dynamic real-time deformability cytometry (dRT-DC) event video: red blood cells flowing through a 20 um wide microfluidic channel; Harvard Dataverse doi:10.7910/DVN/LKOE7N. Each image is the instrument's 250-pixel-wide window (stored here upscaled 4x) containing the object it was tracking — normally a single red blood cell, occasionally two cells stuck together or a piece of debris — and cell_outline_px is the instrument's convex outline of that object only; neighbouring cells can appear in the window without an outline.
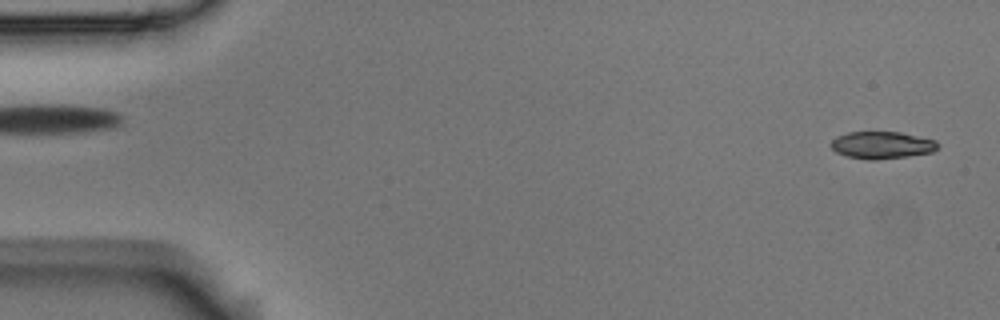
{"species": "Egyptian fruit bat (a non-hibernating species)", "species_latin": "Rousettus aegyptiacus", "temperature_condition": "room temperature", "stored_images_in_passage": 56, "camera_frame_rate_fps": 3000, "um_per_image_px": 0.085, "animal": {"sex": "male"}, "frame": {"image": 1, "passage_image": 2, "time_ms": 0.333, "image_size_px": [1000, 320], "cell_outline_px": [[940, 144], [932, 152], [908, 156], [876, 160], [868, 160], [848, 156], [836, 152], [828, 144], [836, 136], [848, 132], [900, 132], [936, 140]], "centroid_in_image_um": [74.94, 12.33], "position_along_channel_um": 10.1, "area_um2": 16.99}}
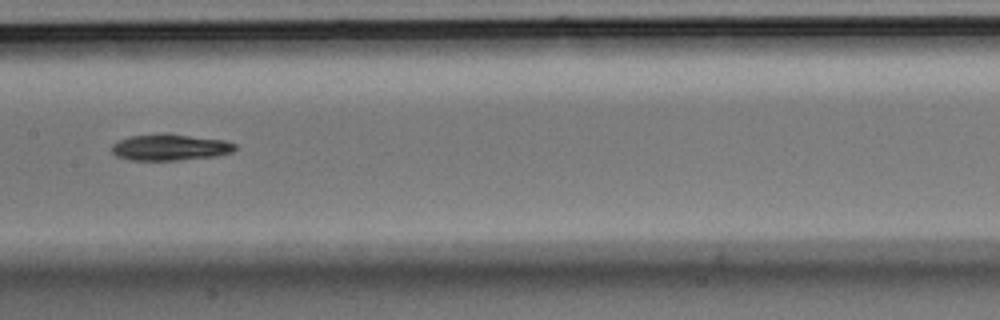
{"frame": {"image": 2, "passage_image": 28, "time_ms": 9.0, "image_size_px": [1000, 320], "cell_outline_px": [[236, 148], [232, 152], [216, 156], [176, 160], [128, 160], [116, 156], [112, 152], [112, 144], [128, 136], [168, 132], [224, 140], [236, 144]], "centroid_in_image_um": [14.44, 12.5], "position_along_channel_um": 193.0, "area_um2": 19.19}}
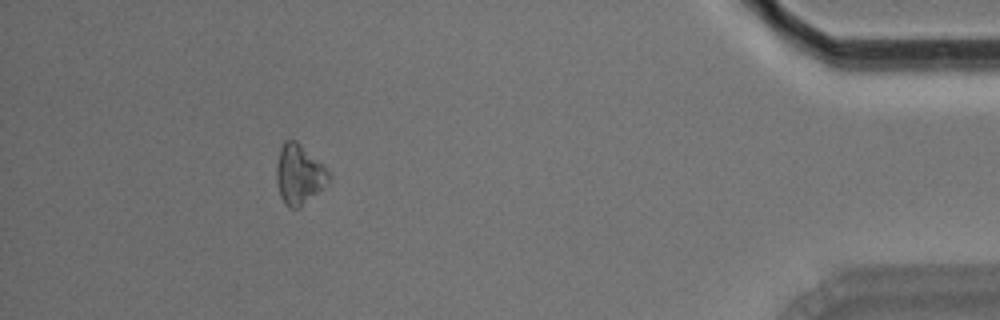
{"frame": {"image": 3, "passage_image": 51, "time_ms": 16.667, "image_size_px": [1000, 320], "cell_outline_px": [[328, 184], [300, 208], [288, 208], [284, 204], [280, 196], [276, 180], [276, 164], [280, 148], [284, 140], [296, 140], [328, 172]], "centroid_in_image_um": [25.37, 14.87], "position_along_channel_um": 409.8, "area_um2": 17.98}, "authors_computed_cell_mechanics": {"area_um2": 18.3226, "velocity_mm_per_s": 3.5535, "shape_relaxation_time_tau1_ms": 3.1402, "shape_relaxation_time_tau2_ms": null, "deformation_change_tau1": 0.0862, "deformation_change_tau2": null}}